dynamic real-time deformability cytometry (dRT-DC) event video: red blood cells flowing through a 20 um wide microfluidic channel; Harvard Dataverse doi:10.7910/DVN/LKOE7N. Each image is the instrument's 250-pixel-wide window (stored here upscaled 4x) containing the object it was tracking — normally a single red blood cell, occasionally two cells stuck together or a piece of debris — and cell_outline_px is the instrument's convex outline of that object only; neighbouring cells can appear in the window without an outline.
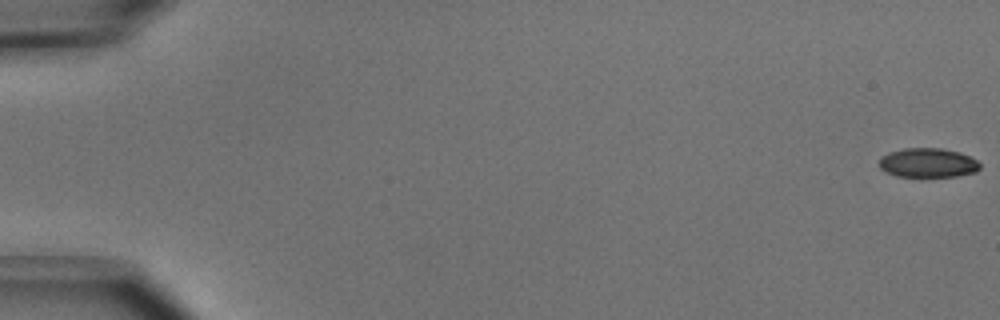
{"species": "common noctule bat (a hibernating species)", "species_latin": "Nyctalus noctula", "temperature_condition": "cold", "stored_images_in_passage": 52, "camera_frame_rate_fps": 3000, "um_per_image_px": 0.085, "animal": {"sex": "male", "body_mass_g": 15.6}, "frame": {"image": 1, "passage_image": 1, "time_ms": 0.0, "image_size_px": [1000, 320], "cell_outline_px": [[980, 168], [976, 172], [956, 176], [896, 176], [880, 168], [880, 156], [888, 152], [904, 148], [940, 148], [960, 152], [976, 160], [980, 164]], "centroid_in_image_um": [78.87, 13.83], "position_along_channel_um": 6.1, "area_um2": 17.11}}
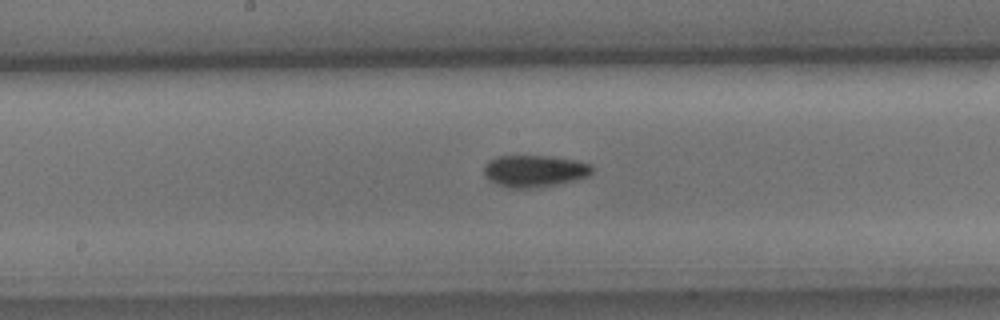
{"frame": {"image": 2, "passage_image": 28, "time_ms": 9.0, "image_size_px": [1000, 320], "cell_outline_px": [[592, 172], [588, 176], [556, 184], [532, 188], [508, 188], [496, 184], [484, 176], [484, 164], [488, 160], [496, 156], [548, 156], [576, 160], [592, 164]], "centroid_in_image_um": [45.39, 14.53], "position_along_channel_um": 202.8, "area_um2": 20.11}}
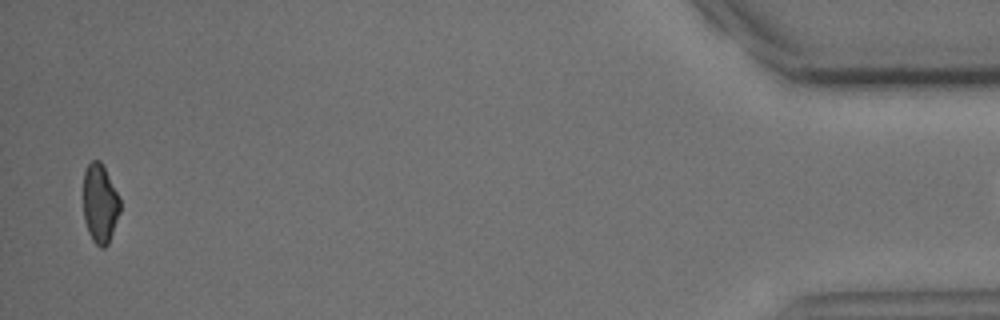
{"frame": {"image": 3, "passage_image": 51, "time_ms": 16.667, "image_size_px": [1000, 320], "cell_outline_px": [[120, 212], [108, 244], [104, 248], [100, 248], [92, 240], [88, 232], [84, 220], [84, 172], [88, 164], [92, 160], [100, 160], [120, 196]], "centroid_in_image_um": [8.51, 17.31], "position_along_channel_um": 426.7, "area_um2": 16.99}}